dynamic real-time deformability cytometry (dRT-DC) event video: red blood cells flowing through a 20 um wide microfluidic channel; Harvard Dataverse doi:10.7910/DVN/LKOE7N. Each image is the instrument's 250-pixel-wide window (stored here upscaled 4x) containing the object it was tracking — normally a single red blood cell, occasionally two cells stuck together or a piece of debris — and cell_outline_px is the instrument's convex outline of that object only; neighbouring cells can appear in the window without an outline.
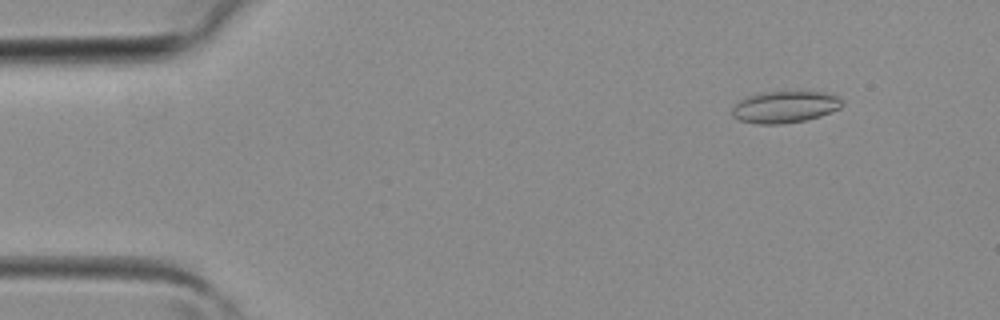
{"species": "common noctule bat (a hibernating species)", "species_latin": "Nyctalus noctula", "temperature_condition": "room temperature", "stored_images_in_passage": 3, "camera_frame_rate_fps": 3000, "um_per_image_px": 0.085, "animal": {"sex": "female", "body_mass_g": 19.3, "forearm_length_mm": 54.1}, "frame": {"image": 1, "passage_image": 1, "time_ms": 0.0, "image_size_px": [1000, 320], "cell_outline_px": [[844, 104], [840, 108], [820, 116], [804, 120], [784, 124], [756, 124], [740, 120], [732, 116], [732, 108], [740, 100], [748, 96], [764, 92], [824, 92], [836, 96]], "centroid_in_image_um": [66.7, 9.1], "position_along_channel_um": 18.3, "area_um2": 20.17}}